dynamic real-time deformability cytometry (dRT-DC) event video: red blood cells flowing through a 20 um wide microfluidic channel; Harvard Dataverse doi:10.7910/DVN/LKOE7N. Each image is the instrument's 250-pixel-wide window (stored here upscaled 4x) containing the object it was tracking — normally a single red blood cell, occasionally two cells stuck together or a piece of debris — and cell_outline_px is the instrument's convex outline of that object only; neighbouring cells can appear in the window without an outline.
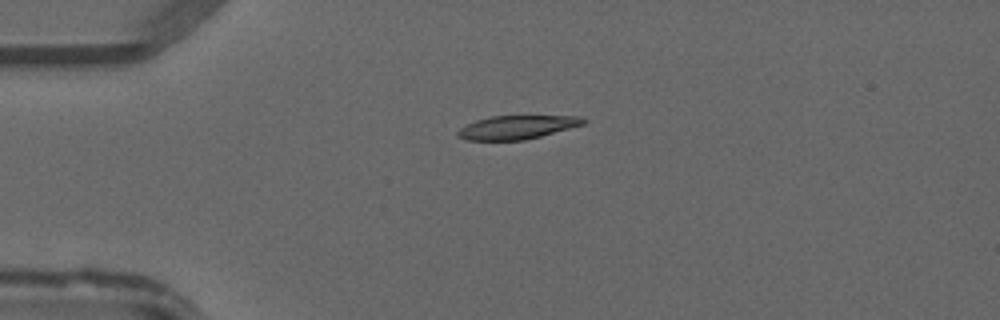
{"species": "common noctule bat (a hibernating species)", "species_latin": "Nyctalus noctula", "temperature_condition": "warm", "stored_images_in_passage": 38, "camera_frame_rate_fps": 3000, "um_per_image_px": 0.085, "animal": {"sex": "male", "forearm_length_mm": 52.5}, "frame": {"image": 1, "passage_image": 12, "time_ms": 3.667, "image_size_px": [1000, 320], "cell_outline_px": [[588, 120], [584, 124], [540, 136], [524, 140], [464, 140], [456, 136], [456, 132], [460, 128], [476, 120], [492, 116], [580, 116]], "centroid_in_image_um": [43.92, 10.82], "position_along_channel_um": 41.1, "area_um2": 17.17}}
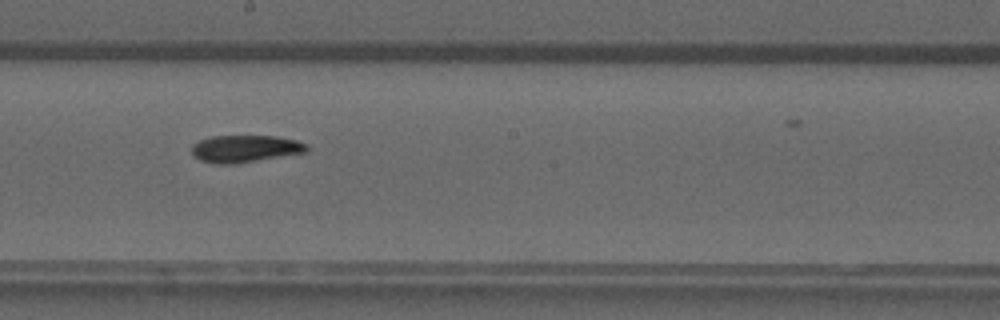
{"frame": {"image": 2, "passage_image": 27, "time_ms": 8.667, "image_size_px": [1000, 320], "cell_outline_px": [[308, 152], [236, 164], [212, 164], [200, 160], [192, 156], [192, 144], [200, 140], [212, 136], [276, 136], [296, 140], [308, 144]], "centroid_in_image_um": [20.83, 12.65], "position_along_channel_um": 227.4, "area_um2": 18.5}}
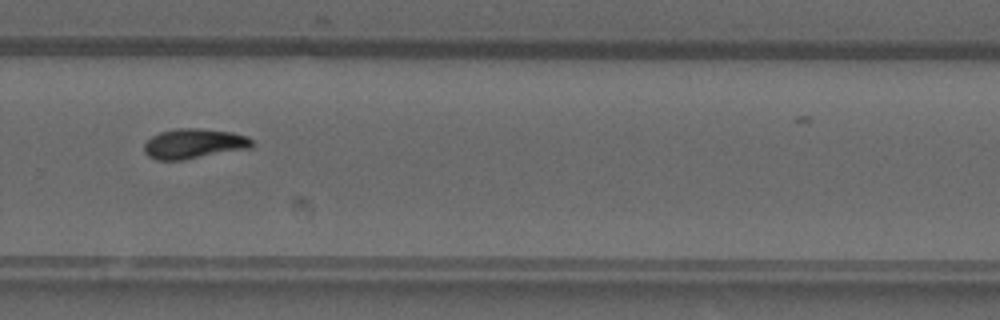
{"frame": {"image": 3, "passage_image": 33, "time_ms": 10.667, "image_size_px": [1000, 320], "cell_outline_px": [[256, 144], [252, 148], [184, 160], [156, 160], [148, 156], [144, 152], [144, 144], [152, 136], [160, 132], [176, 128], [200, 128], [232, 132], [244, 136], [252, 140]], "centroid_in_image_um": [16.49, 12.22], "position_along_channel_um": 313.3, "area_um2": 19.02}}